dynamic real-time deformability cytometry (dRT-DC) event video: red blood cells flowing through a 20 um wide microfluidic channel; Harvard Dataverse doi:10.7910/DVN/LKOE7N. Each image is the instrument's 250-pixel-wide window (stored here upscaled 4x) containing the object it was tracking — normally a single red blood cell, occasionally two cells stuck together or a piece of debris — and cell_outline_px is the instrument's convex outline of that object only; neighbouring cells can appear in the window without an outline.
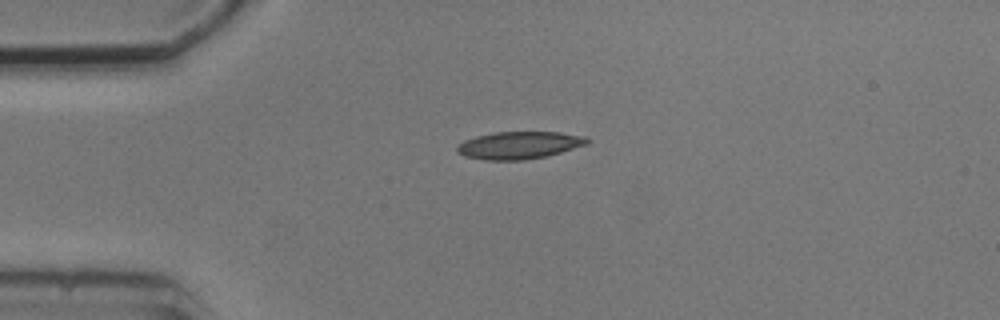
{"species": "common noctule bat (a hibernating species)", "species_latin": "Nyctalus noctula", "temperature_condition": "cold", "stored_images_in_passage": 2, "camera_frame_rate_fps": 3000, "um_per_image_px": 0.085, "animal": {"sex": "male", "body_mass_g": 20.5, "forearm_length_mm": 52.5}, "frame": {"image": 1, "passage_image": 2, "time_ms": 1.0, "image_size_px": [1000, 320], "cell_outline_px": [[592, 140], [588, 144], [548, 156], [524, 160], [488, 160], [464, 156], [456, 152], [456, 148], [464, 140], [476, 136], [496, 132], [560, 132], [588, 136]], "centroid_in_image_um": [44.19, 12.34], "position_along_channel_um": 40.8, "area_um2": 20.98}}